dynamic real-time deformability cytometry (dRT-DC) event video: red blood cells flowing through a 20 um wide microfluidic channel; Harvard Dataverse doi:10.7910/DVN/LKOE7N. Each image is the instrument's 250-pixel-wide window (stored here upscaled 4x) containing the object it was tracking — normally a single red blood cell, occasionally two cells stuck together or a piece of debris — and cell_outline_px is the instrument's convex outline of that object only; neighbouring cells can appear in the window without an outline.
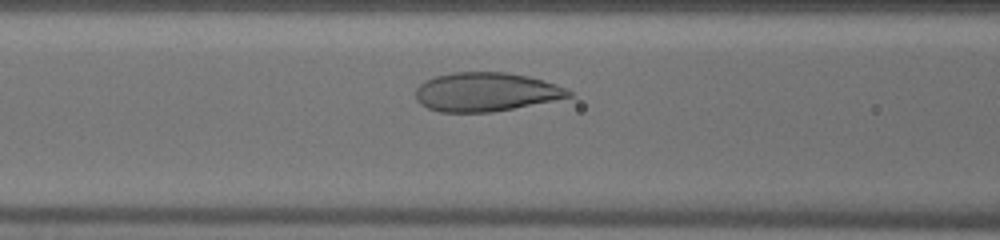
{"species": "human", "species_latin": "Homo sapiens", "temperature_condition": "warm", "stored_images_in_passage": 34, "camera_frame_rate_fps": 3000, "um_per_image_px": 0.085, "donor": {"sex": "male"}, "frame": {"image": 1, "passage_image": 15, "time_ms": 4.667, "image_size_px": [1000, 240], "cell_outline_px": [[576, 96], [492, 112], [440, 112], [428, 108], [420, 104], [416, 100], [416, 88], [420, 84], [436, 76], [452, 72], [504, 72], [528, 76], [556, 84], [572, 92]], "centroid_in_image_um": [41.3, 7.82], "position_along_channel_um": 125.3, "area_um2": 34.56}}
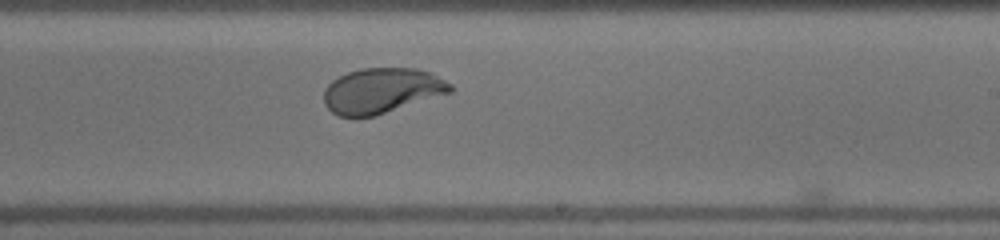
{"frame": {"image": 2, "passage_image": 24, "time_ms": 7.667, "image_size_px": [1000, 240], "cell_outline_px": [[452, 92], [376, 116], [340, 116], [332, 112], [324, 104], [324, 88], [332, 80], [348, 72], [360, 68], [416, 68], [428, 72], [452, 84]], "centroid_in_image_um": [32.43, 7.71], "position_along_channel_um": 256.6, "area_um2": 33.29}}
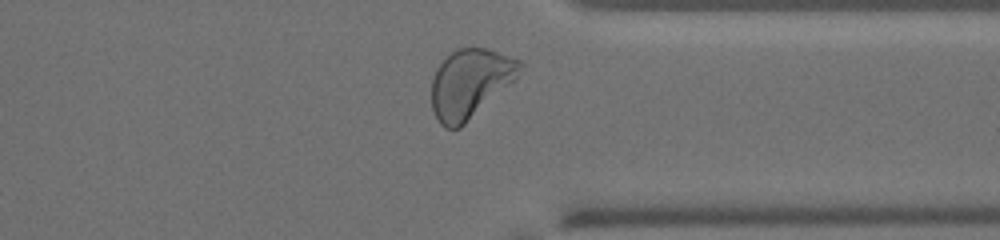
{"frame": {"image": 3, "passage_image": 32, "time_ms": 10.333, "image_size_px": [1000, 240], "cell_outline_px": [[524, 64], [516, 80], [460, 128], [444, 128], [440, 124], [432, 108], [432, 80], [436, 68], [456, 48], [484, 48], [520, 60]], "centroid_in_image_um": [39.97, 7.1], "position_along_channel_um": 371.4, "area_um2": 35.32}}